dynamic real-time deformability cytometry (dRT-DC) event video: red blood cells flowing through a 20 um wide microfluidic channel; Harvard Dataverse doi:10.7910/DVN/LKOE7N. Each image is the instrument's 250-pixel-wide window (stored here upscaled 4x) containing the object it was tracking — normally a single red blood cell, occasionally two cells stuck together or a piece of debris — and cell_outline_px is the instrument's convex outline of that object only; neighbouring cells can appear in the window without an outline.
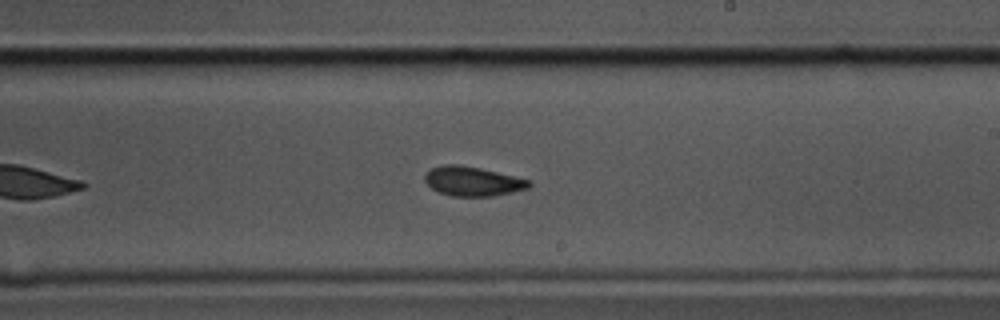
{"species": "common noctule bat (a hibernating species)", "species_latin": "Nyctalus noctula", "temperature_condition": "cold", "stored_images_in_passage": 47, "camera_frame_rate_fps": 3000, "um_per_image_px": 0.085, "animal": {"sex": "male", "body_mass_g": 17.5, "forearm_length_mm": 52.3}, "frame": {"image": 1, "passage_image": 23, "time_ms": 7.333, "image_size_px": [1000, 320], "cell_outline_px": [[532, 184], [528, 188], [512, 192], [492, 196], [452, 196], [440, 192], [432, 188], [424, 180], [424, 176], [432, 168], [444, 164], [456, 164], [480, 168], [532, 180]], "centroid_in_image_um": [40.2, 15.41], "position_along_channel_um": 248.8, "area_um2": 17.74}}
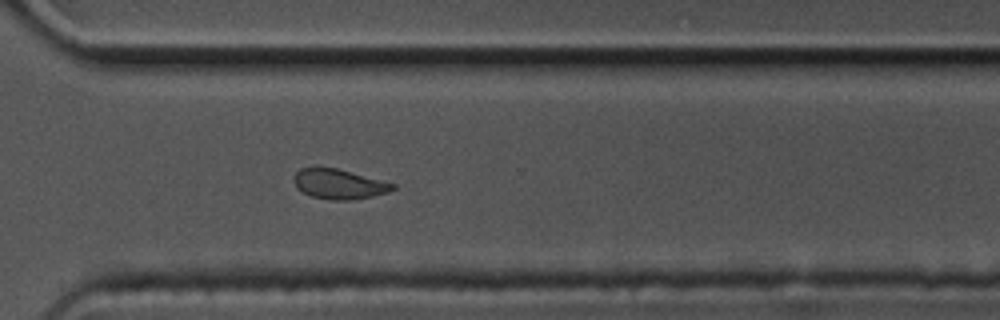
{"frame": {"image": 2, "passage_image": 31, "time_ms": 10.0, "image_size_px": [1000, 320], "cell_outline_px": [[396, 188], [388, 192], [372, 196], [348, 200], [332, 200], [312, 196], [296, 188], [292, 180], [296, 172], [300, 168], [316, 164], [336, 168], [396, 184]], "centroid_in_image_um": [28.74, 15.6], "position_along_channel_um": 341.9, "area_um2": 17.51}}
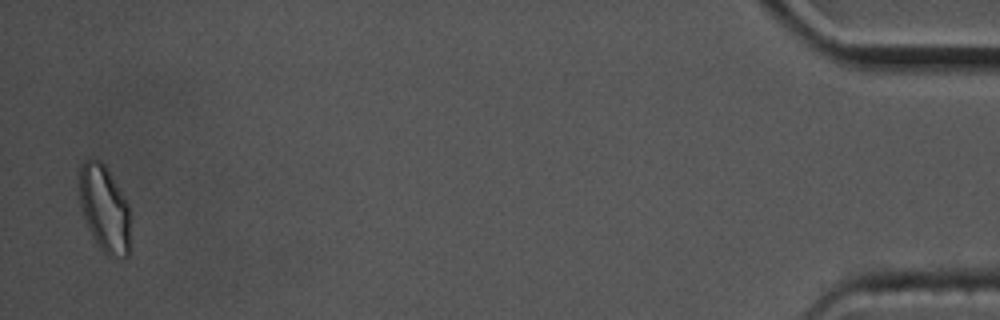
{"frame": {"image": 3, "passage_image": 46, "time_ms": 15.0, "image_size_px": [1000, 320], "cell_outline_px": [[128, 256], [108, 256], [100, 248], [92, 236], [88, 228], [80, 204], [80, 168], [84, 160], [100, 160], [104, 164], [128, 204]], "centroid_in_image_um": [8.85, 17.73], "position_along_channel_um": 426.3, "area_um2": 24.91}, "authors_computed_cell_mechanics": {"area_um2": 18.496, "velocity_mm_per_s": 3.483, "shape_relaxation_time_tau1_ms": 6.6208, "shape_relaxation_time_tau2_ms": 3.9687, "deformation_change_tau1": 0.1158, "deformation_change_tau2": 0.0881}}